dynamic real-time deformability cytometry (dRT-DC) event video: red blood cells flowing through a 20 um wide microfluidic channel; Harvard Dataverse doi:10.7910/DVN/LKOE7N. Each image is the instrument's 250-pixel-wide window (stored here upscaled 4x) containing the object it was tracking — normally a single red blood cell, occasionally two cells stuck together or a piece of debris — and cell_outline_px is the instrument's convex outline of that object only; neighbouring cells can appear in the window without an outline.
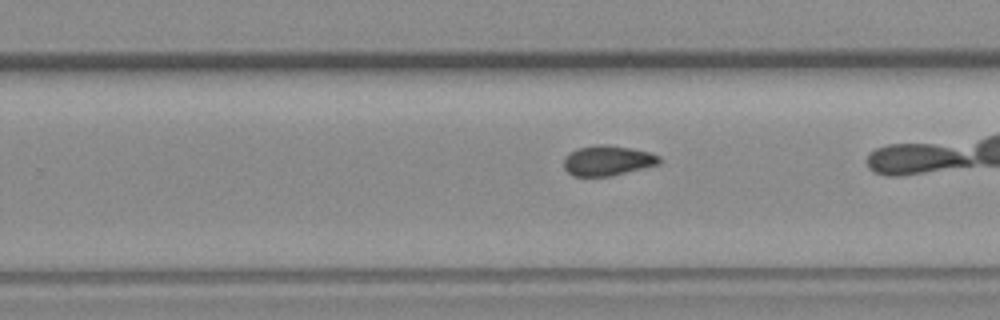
{"species": "common noctule bat (a hibernating species)", "species_latin": "Nyctalus noctula", "temperature_condition": "room temperature", "stored_images_in_passage": 28, "camera_frame_rate_fps": 3000, "um_per_image_px": 0.085, "animal": {"sex": "female", "body_mass_g": 19.3, "forearm_length_mm": 54.1}, "frame": {"image": 1, "passage_image": 20, "time_ms": 6.333, "image_size_px": [1000, 320], "cell_outline_px": [[660, 164], [612, 176], [572, 176], [564, 168], [564, 156], [580, 148], [596, 144], [604, 144], [632, 148], [648, 152], [660, 156]], "centroid_in_image_um": [51.65, 13.65], "position_along_channel_um": 278.1, "area_um2": 16.76}}